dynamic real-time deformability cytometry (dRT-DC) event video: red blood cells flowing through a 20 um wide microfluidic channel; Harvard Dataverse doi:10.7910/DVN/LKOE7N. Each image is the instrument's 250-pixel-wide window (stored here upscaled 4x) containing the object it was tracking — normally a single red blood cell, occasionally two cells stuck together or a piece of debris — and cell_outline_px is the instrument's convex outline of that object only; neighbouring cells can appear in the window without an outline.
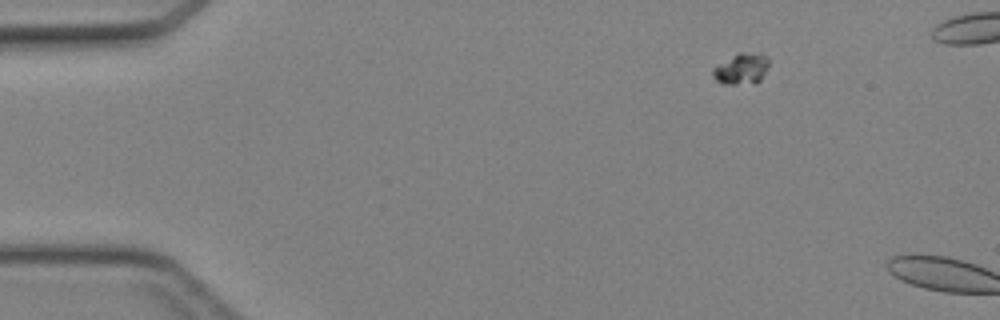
{"species": "Egyptian fruit bat (a non-hibernating species)", "species_latin": "Rousettus aegyptiacus", "temperature_condition": "cold", "stored_images_in_passage": 10, "camera_frame_rate_fps": 3000, "um_per_image_px": 0.085, "animal": {"sex": "female"}, "frame": {"image": 1, "passage_image": 7, "time_ms": 2.0, "image_size_px": [1000, 320], "cell_outline_px": [[768, 68], [760, 80], [756, 84], [724, 84], [716, 80], [712, 76], [712, 68], [736, 52], [744, 52], [768, 56]], "centroid_in_image_um": [63.0, 5.86], "position_along_channel_um": 22.0, "area_um2": 10.29}}